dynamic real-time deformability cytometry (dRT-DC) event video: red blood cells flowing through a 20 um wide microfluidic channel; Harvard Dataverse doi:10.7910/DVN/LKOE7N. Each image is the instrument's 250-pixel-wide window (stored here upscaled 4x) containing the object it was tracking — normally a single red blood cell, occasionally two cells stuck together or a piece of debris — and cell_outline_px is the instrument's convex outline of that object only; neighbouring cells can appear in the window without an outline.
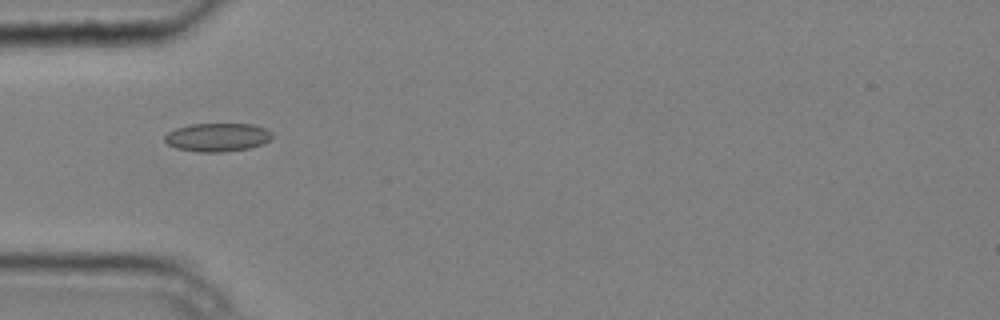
{"species": "common noctule bat (a hibernating species)", "species_latin": "Nyctalus noctula", "temperature_condition": "cold", "stored_images_in_passage": 5, "camera_frame_rate_fps": 3000, "um_per_image_px": 0.085, "animal": {"sex": "male", "body_mass_g": 20.4}, "frame": {"image": 1, "passage_image": 1, "time_ms": 0.0, "image_size_px": [1000, 320], "cell_outline_px": [[272, 136], [268, 140], [260, 144], [248, 148], [220, 152], [200, 152], [176, 148], [168, 144], [164, 140], [164, 136], [168, 132], [176, 128], [192, 124], [252, 124], [264, 128], [272, 132]], "centroid_in_image_um": [18.45, 11.66], "position_along_channel_um": 66.6, "area_um2": 17.57}}
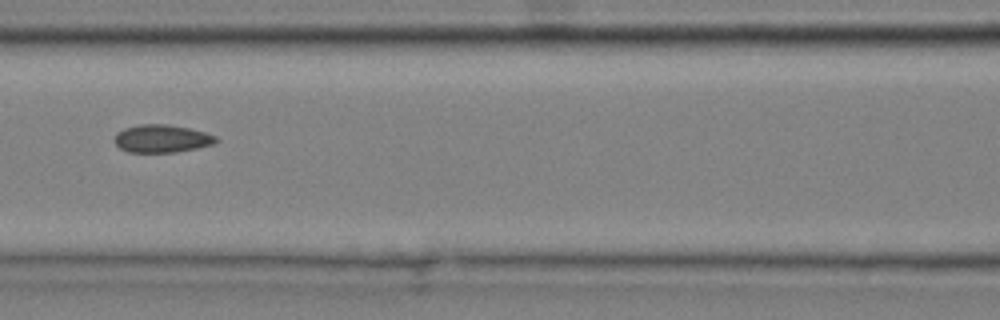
{"frame": {"image": 2, "passage_image": 3, "time_ms": 0.667, "image_size_px": [1000, 320], "cell_outline_px": [[220, 140], [212, 144], [196, 148], [176, 152], [128, 152], [120, 148], [116, 144], [116, 132], [124, 128], [140, 124], [168, 124], [188, 128], [204, 132], [216, 136]], "centroid_in_image_um": [13.76, 11.78], "position_along_channel_um": 152.8, "area_um2": 16.36}}
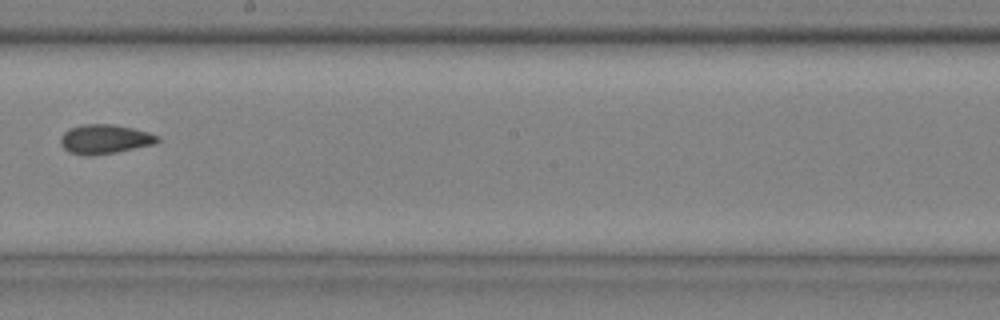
{"frame": {"image": 3, "passage_image": 5, "time_ms": 1.333, "image_size_px": [1000, 320], "cell_outline_px": [[160, 140], [156, 144], [116, 152], [92, 156], [88, 156], [68, 152], [60, 144], [60, 136], [68, 128], [84, 124], [112, 124], [132, 128], [148, 132], [160, 136]], "centroid_in_image_um": [8.9, 11.83], "position_along_channel_um": 239.3, "area_um2": 16.76}}